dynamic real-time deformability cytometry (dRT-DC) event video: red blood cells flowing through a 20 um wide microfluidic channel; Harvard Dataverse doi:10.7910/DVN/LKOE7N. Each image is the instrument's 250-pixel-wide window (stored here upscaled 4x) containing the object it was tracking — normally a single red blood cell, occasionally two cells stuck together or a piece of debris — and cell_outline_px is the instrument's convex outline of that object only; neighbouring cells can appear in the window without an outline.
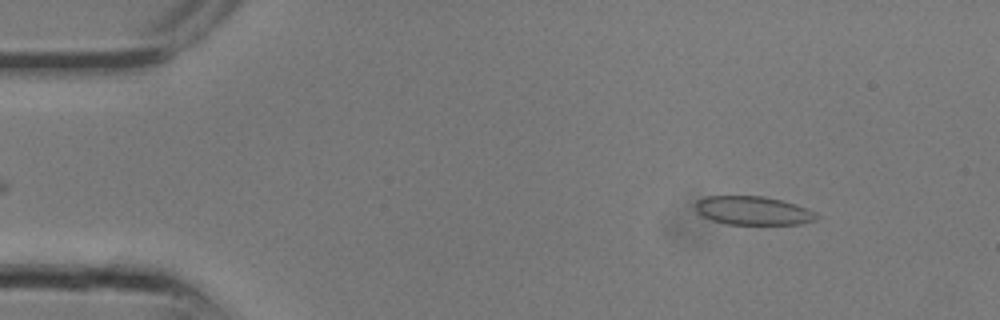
{"species": "common noctule bat (a hibernating species)", "species_latin": "Nyctalus noctula", "temperature_condition": "room temperature", "stored_images_in_passage": 13, "camera_frame_rate_fps": 3000, "um_per_image_px": 0.085, "animal": {"sex": "male", "body_mass_g": 13.3}, "frame": {"image": 1, "passage_image": 2, "time_ms": 0.333, "image_size_px": [1000, 320], "cell_outline_px": [[820, 216], [816, 220], [800, 224], [724, 224], [700, 216], [696, 212], [696, 200], [704, 196], [764, 196], [796, 204], [816, 212]], "centroid_in_image_um": [63.99, 17.9], "position_along_channel_um": 21.0, "area_um2": 20.4}}
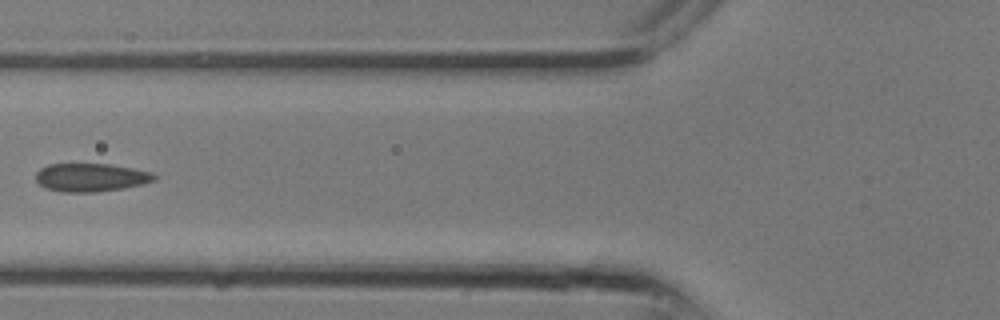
{"frame": {"image": 2, "passage_image": 9, "time_ms": 2.667, "image_size_px": [1000, 320], "cell_outline_px": [[156, 180], [144, 184], [124, 188], [96, 192], [60, 192], [44, 188], [36, 180], [36, 172], [40, 168], [48, 164], [108, 164], [132, 168], [152, 172], [156, 176]], "centroid_in_image_um": [7.72, 15.09], "position_along_channel_um": 118.1, "area_um2": 19.65}}
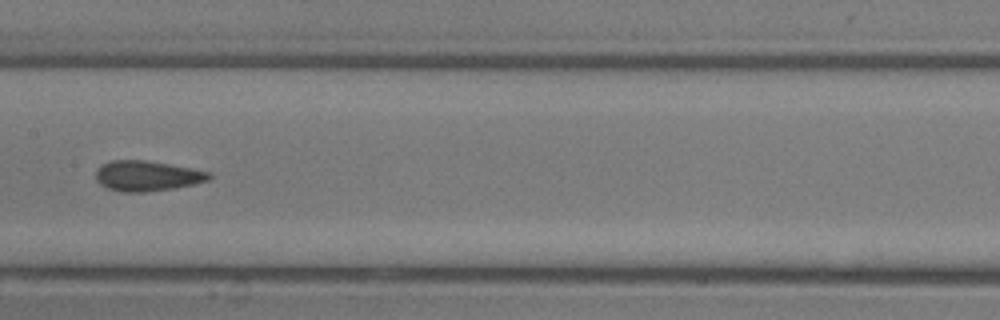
{"frame": {"image": 3, "passage_image": 12, "time_ms": 3.667, "image_size_px": [1000, 320], "cell_outline_px": [[212, 176], [208, 180], [192, 184], [172, 188], [144, 192], [124, 192], [108, 188], [100, 184], [96, 180], [96, 168], [100, 164], [112, 160], [144, 160], [192, 168], [212, 172]], "centroid_in_image_um": [12.47, 14.94], "position_along_channel_um": 194.9, "area_um2": 19.94}}